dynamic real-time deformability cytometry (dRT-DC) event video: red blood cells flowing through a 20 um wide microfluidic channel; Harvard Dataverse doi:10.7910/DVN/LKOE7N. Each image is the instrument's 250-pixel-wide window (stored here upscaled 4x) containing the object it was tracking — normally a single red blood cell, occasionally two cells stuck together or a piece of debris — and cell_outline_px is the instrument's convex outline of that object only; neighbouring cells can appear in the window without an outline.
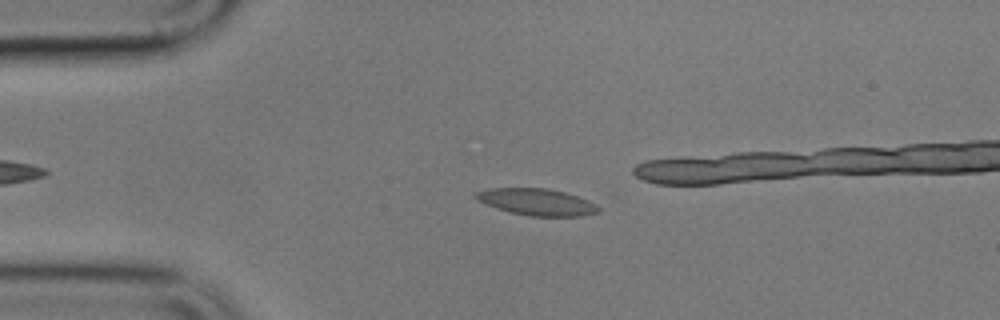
{"species": "common noctule bat (a hibernating species)", "species_latin": "Nyctalus noctula", "temperature_condition": "cold", "stored_images_in_passage": 5, "camera_frame_rate_fps": 3000, "um_per_image_px": 0.085, "animal": {"sex": "male", "body_mass_g": 17.9}, "frame": {"image": 1, "passage_image": 2, "time_ms": 3.333, "image_size_px": [1000, 320], "cell_outline_px": [[600, 212], [580, 216], [528, 216], [496, 208], [476, 200], [472, 196], [472, 192], [488, 188], [548, 188], [564, 192], [588, 200], [596, 204], [600, 208]], "centroid_in_image_um": [45.58, 17.16], "position_along_channel_um": 39.4, "area_um2": 19.25}}
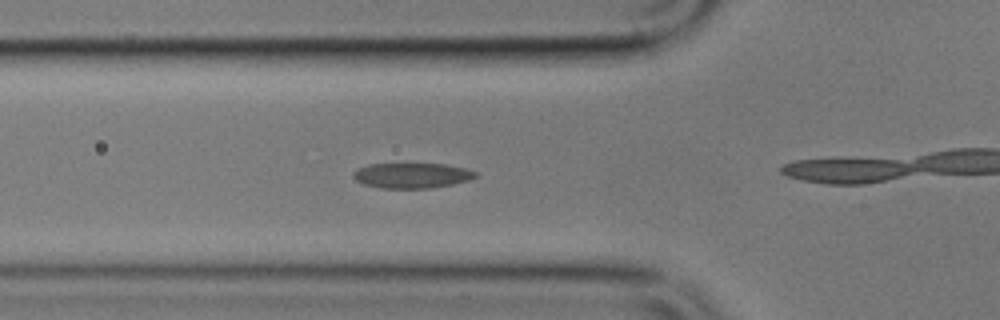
{"frame": {"image": 2, "passage_image": 4, "time_ms": 5.667, "image_size_px": [1000, 320], "cell_outline_px": [[476, 176], [468, 180], [452, 184], [432, 188], [380, 188], [364, 184], [356, 180], [352, 176], [352, 172], [356, 168], [368, 164], [444, 164], [468, 168], [476, 172]], "centroid_in_image_um": [34.98, 14.91], "position_along_channel_um": 90.8, "area_um2": 18.03}}